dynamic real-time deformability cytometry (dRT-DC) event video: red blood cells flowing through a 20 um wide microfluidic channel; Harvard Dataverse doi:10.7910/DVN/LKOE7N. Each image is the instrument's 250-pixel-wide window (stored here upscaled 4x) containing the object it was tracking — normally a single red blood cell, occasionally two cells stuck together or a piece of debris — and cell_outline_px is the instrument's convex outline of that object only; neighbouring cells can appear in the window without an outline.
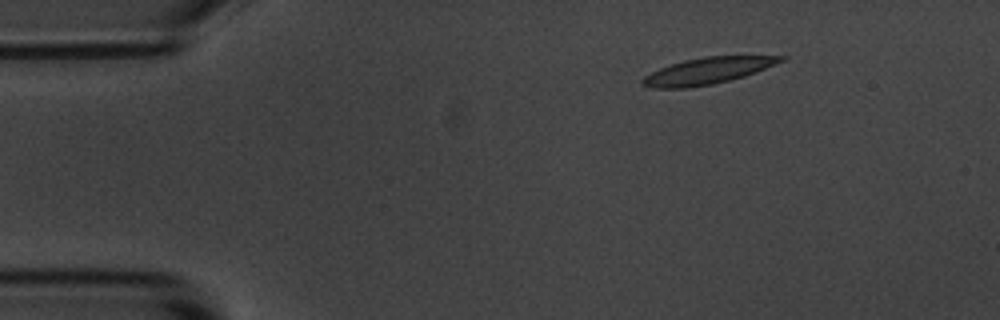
{"species": "common noctule bat (a hibernating species)", "species_latin": "Nyctalus noctula", "temperature_condition": "room temperature", "stored_images_in_passage": 3, "camera_frame_rate_fps": 3000, "um_per_image_px": 0.085, "animal": {"sex": "male", "body_mass_g": 20.1, "forearm_length_mm": 53.5}, "frame": {"image": 1, "passage_image": 1, "time_ms": 0.0, "image_size_px": [1000, 320], "cell_outline_px": [[788, 56], [784, 60], [776, 64], [756, 72], [744, 76], [712, 84], [688, 88], [656, 88], [640, 84], [640, 80], [644, 76], [660, 68], [684, 60], [704, 56]], "centroid_in_image_um": [60.13, 6.02], "position_along_channel_um": 24.9, "area_um2": 21.15}}